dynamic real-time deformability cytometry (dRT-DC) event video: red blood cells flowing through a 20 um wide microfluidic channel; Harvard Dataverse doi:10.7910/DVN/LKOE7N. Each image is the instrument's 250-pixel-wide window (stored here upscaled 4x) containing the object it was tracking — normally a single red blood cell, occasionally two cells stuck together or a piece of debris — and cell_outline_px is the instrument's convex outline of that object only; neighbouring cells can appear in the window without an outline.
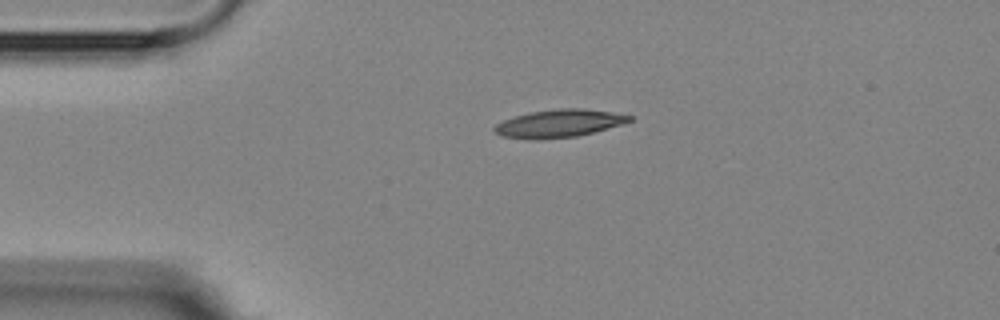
{"species": "Egyptian fruit bat (a non-hibernating species)", "species_latin": "Rousettus aegyptiacus", "temperature_condition": "room temperature", "stored_images_in_passage": 2, "camera_frame_rate_fps": 3000, "um_per_image_px": 0.085, "animal": {"sex": "female"}, "frame": {"image": 1, "passage_image": 2, "time_ms": 2.0, "image_size_px": [1000, 320], "cell_outline_px": [[632, 120], [624, 124], [576, 136], [540, 140], [532, 140], [500, 136], [492, 128], [496, 124], [504, 120], [528, 112], [556, 108], [584, 108], [612, 112], [632, 116]], "centroid_in_image_um": [47.5, 10.49], "position_along_channel_um": 37.5, "area_um2": 22.02}}